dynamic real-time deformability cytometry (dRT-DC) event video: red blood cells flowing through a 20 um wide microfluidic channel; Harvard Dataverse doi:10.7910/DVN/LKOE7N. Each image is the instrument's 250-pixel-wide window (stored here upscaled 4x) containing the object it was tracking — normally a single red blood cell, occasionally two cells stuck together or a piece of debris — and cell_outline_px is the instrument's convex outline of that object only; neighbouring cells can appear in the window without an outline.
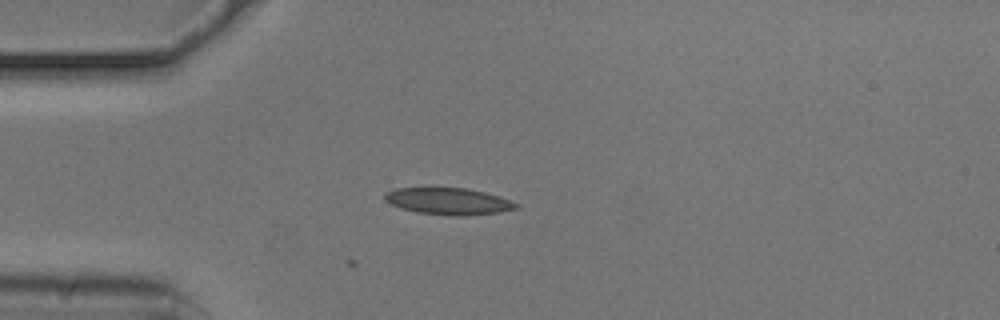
{"species": "common noctule bat (a hibernating species)", "species_latin": "Nyctalus noctula", "temperature_condition": "cold", "stored_images_in_passage": 13, "camera_frame_rate_fps": 3000, "um_per_image_px": 0.085, "animal": {"sex": "male", "body_mass_g": 20.5, "forearm_length_mm": 52.5}, "frame": {"image": 1, "passage_image": 13, "time_ms": 4.0, "image_size_px": [1000, 320], "cell_outline_px": [[520, 208], [500, 212], [416, 212], [392, 204], [384, 200], [384, 196], [388, 192], [396, 188], [468, 188], [484, 192], [520, 204]], "centroid_in_image_um": [38.1, 17.04], "position_along_channel_um": 46.9, "area_um2": 18.9}}